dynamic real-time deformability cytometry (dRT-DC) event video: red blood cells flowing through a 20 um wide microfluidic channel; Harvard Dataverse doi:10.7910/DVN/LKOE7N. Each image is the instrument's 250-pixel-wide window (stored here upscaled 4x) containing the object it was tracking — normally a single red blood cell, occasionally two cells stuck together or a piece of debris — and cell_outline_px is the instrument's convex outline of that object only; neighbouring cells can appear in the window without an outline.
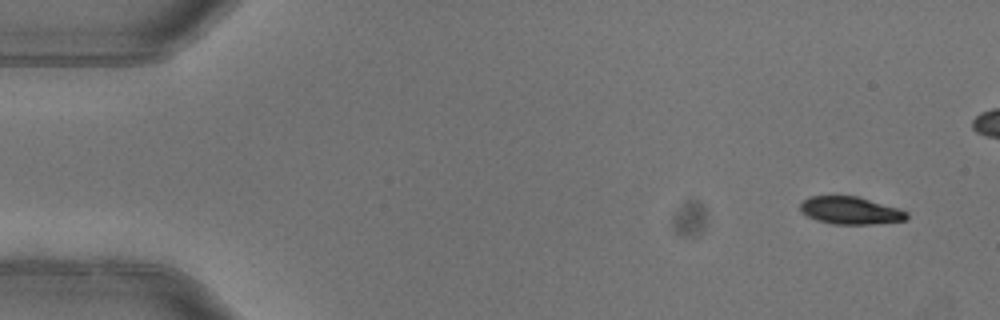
{"species": "common noctule bat (a hibernating species)", "species_latin": "Nyctalus noctula", "temperature_condition": "warm", "stored_images_in_passage": 6, "camera_frame_rate_fps": 3000, "um_per_image_px": 0.085, "animal": {"sex": "female"}, "frame": {"image": 1, "passage_image": 1, "time_ms": 0.0, "image_size_px": [1000, 320], "cell_outline_px": [[908, 220], [872, 224], [832, 224], [816, 220], [800, 212], [800, 204], [808, 196], [856, 196], [896, 208], [908, 212]], "centroid_in_image_um": [72.26, 17.9], "position_along_channel_um": 12.7, "area_um2": 16.99}}
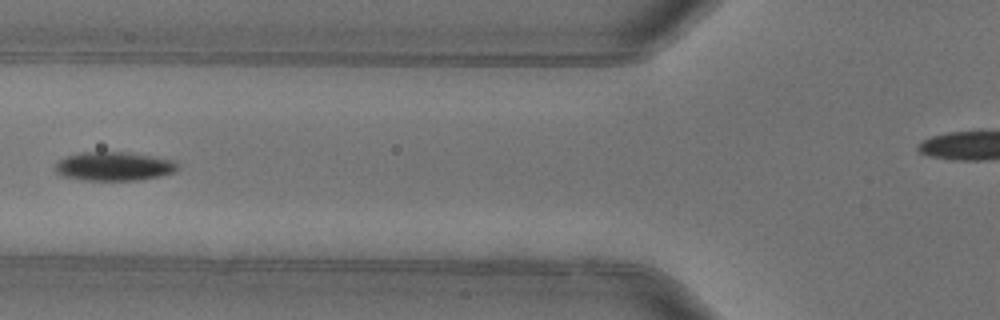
{"frame": {"image": 2, "passage_image": 5, "time_ms": 1.333, "image_size_px": [1000, 320], "cell_outline_px": [[176, 168], [172, 172], [160, 176], [136, 180], [84, 180], [60, 176], [56, 172], [56, 164], [60, 160], [68, 156], [80, 152], [128, 152], [176, 160]], "centroid_in_image_um": [9.66, 14.13], "position_along_channel_um": 116.1, "area_um2": 20.4}}